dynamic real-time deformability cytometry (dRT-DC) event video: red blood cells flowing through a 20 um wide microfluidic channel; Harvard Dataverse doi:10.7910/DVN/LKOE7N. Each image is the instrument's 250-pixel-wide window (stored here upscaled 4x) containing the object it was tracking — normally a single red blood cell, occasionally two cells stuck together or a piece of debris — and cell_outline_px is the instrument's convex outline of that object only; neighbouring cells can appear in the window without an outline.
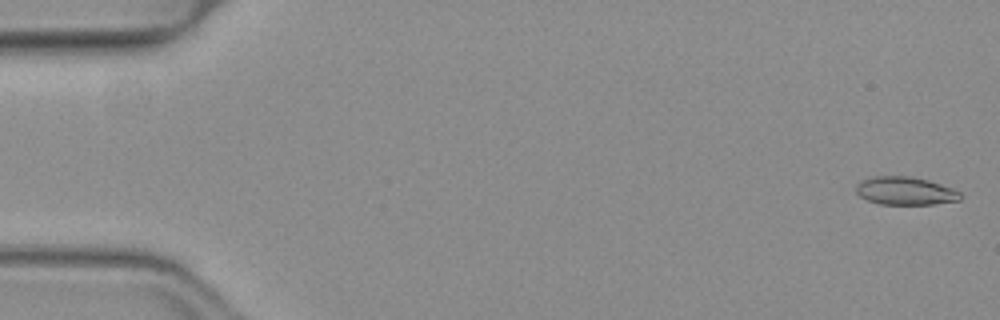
{"species": "common noctule bat (a hibernating species)", "species_latin": "Nyctalus noctula", "temperature_condition": "warm", "stored_images_in_passage": 46, "camera_frame_rate_fps": 3000, "um_per_image_px": 0.085, "animal": {"sex": "female", "body_mass_g": 19.3, "forearm_length_mm": 54.1}, "frame": {"image": 1, "passage_image": 1, "time_ms": 0.0, "image_size_px": [1000, 320], "cell_outline_px": [[964, 196], [960, 200], [936, 204], [880, 204], [868, 200], [860, 196], [856, 192], [856, 184], [860, 180], [872, 176], [912, 176], [928, 180], [952, 188], [960, 192]], "centroid_in_image_um": [76.95, 16.22], "position_along_channel_um": 8.0, "area_um2": 17.22}}
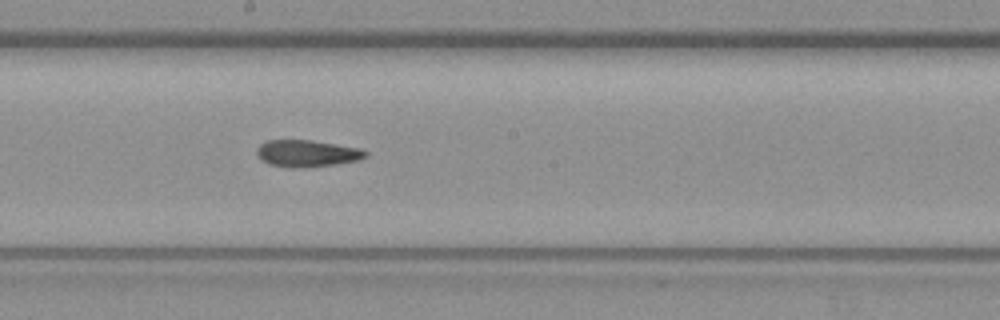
{"frame": {"image": 2, "passage_image": 28, "time_ms": 9.0, "image_size_px": [1000, 320], "cell_outline_px": [[368, 156], [360, 160], [336, 164], [308, 168], [288, 168], [268, 164], [260, 160], [256, 152], [256, 148], [260, 144], [268, 140], [308, 140], [360, 148], [368, 152]], "centroid_in_image_um": [26.08, 13.06], "position_along_channel_um": 222.1, "area_um2": 17.28}}
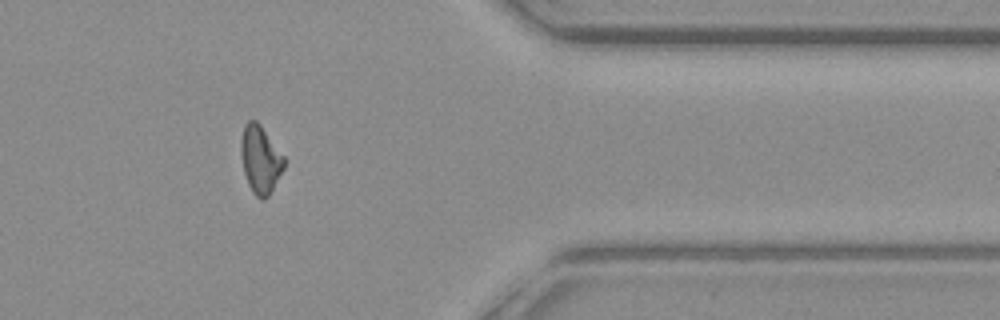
{"frame": {"image": 3, "passage_image": 42, "time_ms": 13.667, "image_size_px": [1000, 320], "cell_outline_px": [[284, 168], [268, 196], [264, 200], [260, 200], [252, 192], [248, 184], [244, 172], [240, 152], [240, 140], [244, 124], [248, 120], [256, 120], [260, 124], [284, 156]], "centroid_in_image_um": [22.11, 13.54], "position_along_channel_um": 389.3, "area_um2": 17.05}, "authors_computed_cell_mechanics": {"area_um2": 17.4556, "velocity_mm_per_s": 4.0234, "shape_relaxation_time_tau1_ms": 6.595, "shape_relaxation_time_tau2_ms": 4.3226, "deformation_change_tau1": 0.1518, "deformation_change_tau2": 0.1251}}